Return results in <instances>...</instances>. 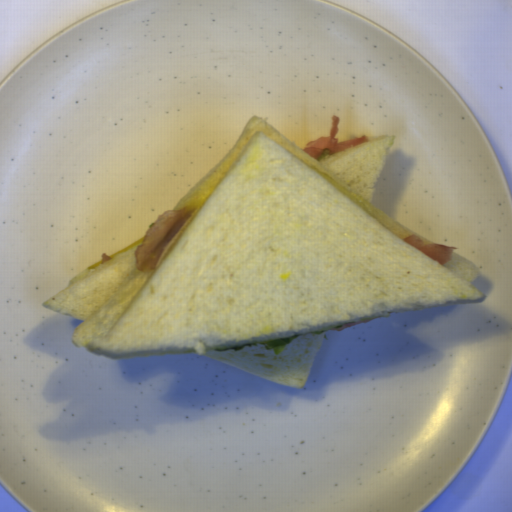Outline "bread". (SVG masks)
<instances>
[{
    "mask_svg": "<svg viewBox=\"0 0 512 512\" xmlns=\"http://www.w3.org/2000/svg\"><path fill=\"white\" fill-rule=\"evenodd\" d=\"M367 138L315 159L253 116L174 207L193 211L155 269L137 270L143 236L42 306L82 322L72 343L108 358L197 353L299 389L323 344L310 331L483 298L472 261L452 250L438 263L404 239L432 241L375 206L395 138ZM297 333L279 355L213 351Z\"/></svg>",
    "mask_w": 512,
    "mask_h": 512,
    "instance_id": "bread-1",
    "label": "bread"
}]
</instances>
